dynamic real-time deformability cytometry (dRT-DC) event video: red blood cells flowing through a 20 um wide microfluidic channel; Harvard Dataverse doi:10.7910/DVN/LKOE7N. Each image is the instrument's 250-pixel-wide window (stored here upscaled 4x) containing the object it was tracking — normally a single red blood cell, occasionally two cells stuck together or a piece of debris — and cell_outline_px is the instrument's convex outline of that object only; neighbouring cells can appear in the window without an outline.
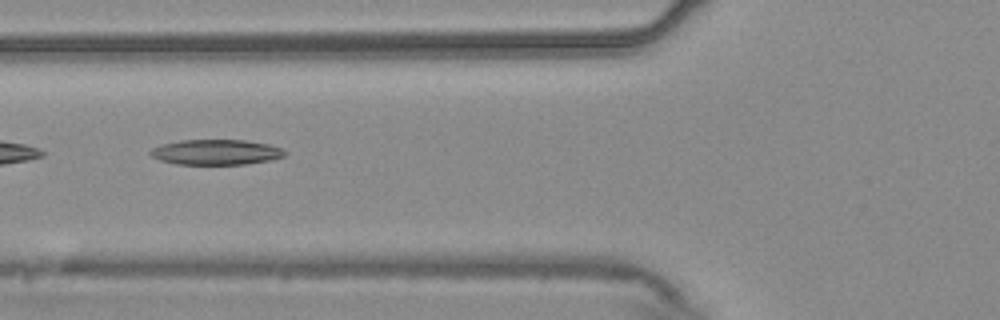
{"species": "common noctule bat (a hibernating species)", "species_latin": "Nyctalus noctula", "temperature_condition": "warm", "stored_images_in_passage": 10, "camera_frame_rate_fps": 3000, "um_per_image_px": 0.085, "animal": {"sex": "male", "body_mass_g": 20.4}, "frame": {"image": 1, "passage_image": 5, "time_ms": 1.333, "image_size_px": [1000, 320], "cell_outline_px": [[288, 152], [284, 156], [272, 160], [244, 164], [176, 164], [160, 160], [152, 156], [148, 152], [152, 148], [160, 144], [180, 140], [244, 140], [268, 144], [280, 148]], "centroid_in_image_um": [18.35, 12.93], "position_along_channel_um": 107.4, "area_um2": 19.83}}